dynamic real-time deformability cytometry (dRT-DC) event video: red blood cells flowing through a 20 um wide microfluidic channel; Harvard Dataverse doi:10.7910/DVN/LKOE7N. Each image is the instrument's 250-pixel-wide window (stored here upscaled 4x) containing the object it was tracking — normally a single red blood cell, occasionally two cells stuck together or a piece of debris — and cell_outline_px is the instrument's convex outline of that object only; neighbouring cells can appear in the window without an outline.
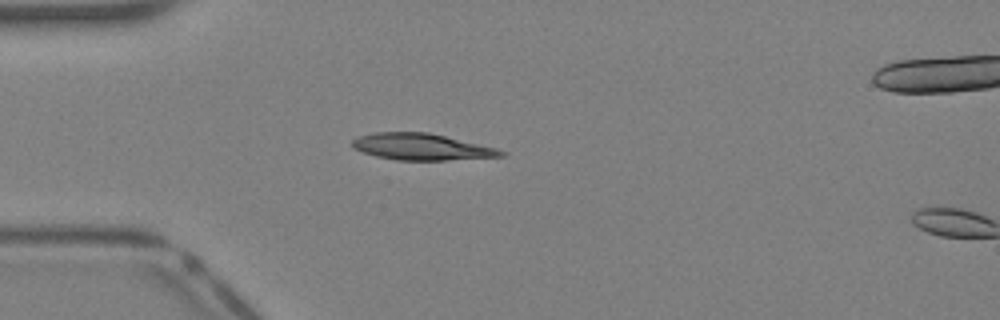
{"species": "Egyptian fruit bat (a non-hibernating species)", "species_latin": "Rousettus aegyptiacus", "temperature_condition": "warm", "stored_images_in_passage": 2, "camera_frame_rate_fps": 3000, "um_per_image_px": 0.085, "animal": {"sex": "female"}, "frame": {"image": 1, "passage_image": 1, "time_ms": 0.0, "image_size_px": [1000, 320], "cell_outline_px": [[508, 156], [448, 160], [396, 160], [376, 156], [352, 148], [352, 140], [360, 136], [376, 132], [428, 132], [496, 148], [508, 152]], "centroid_in_image_um": [35.87, 12.49], "position_along_channel_um": 49.1, "area_um2": 22.95}}